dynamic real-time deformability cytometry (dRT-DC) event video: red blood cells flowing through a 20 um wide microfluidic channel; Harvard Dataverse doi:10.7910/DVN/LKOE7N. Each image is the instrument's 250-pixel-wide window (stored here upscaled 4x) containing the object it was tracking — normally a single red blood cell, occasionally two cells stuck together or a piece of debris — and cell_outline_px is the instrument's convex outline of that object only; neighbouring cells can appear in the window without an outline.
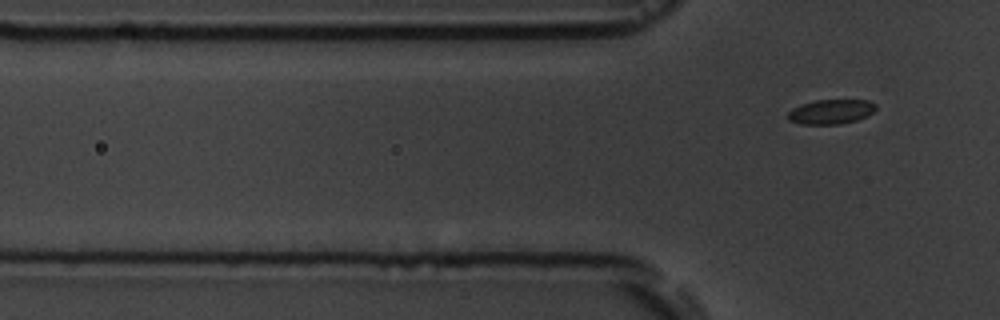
{"species": "common noctule bat (a hibernating species)", "species_latin": "Nyctalus noctula", "temperature_condition": "room temperature", "stored_images_in_passage": 7, "camera_frame_rate_fps": 3000, "um_per_image_px": 0.085, "animal": {"sex": "male", "body_mass_g": 19.5, "forearm_length_mm": 54.6}, "frame": {"image": 1, "passage_image": 7, "time_ms": 7.667, "image_size_px": [1000, 320], "cell_outline_px": [[876, 108], [868, 116], [856, 120], [840, 124], [800, 124], [788, 120], [788, 112], [792, 108], [816, 100], [868, 100], [876, 104]], "centroid_in_image_um": [70.64, 9.5], "position_along_channel_um": 55.2, "area_um2": 12.54}}